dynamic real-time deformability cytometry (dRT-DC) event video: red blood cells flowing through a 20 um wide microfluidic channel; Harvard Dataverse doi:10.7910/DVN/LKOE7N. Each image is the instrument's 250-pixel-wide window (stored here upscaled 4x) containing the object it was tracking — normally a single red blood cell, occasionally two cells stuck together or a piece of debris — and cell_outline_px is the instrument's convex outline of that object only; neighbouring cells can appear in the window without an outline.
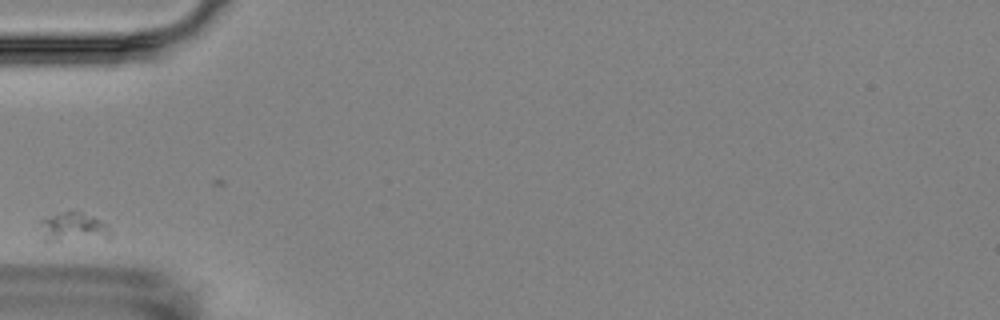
{"species": "Egyptian fruit bat (a non-hibernating species)", "species_latin": "Rousettus aegyptiacus", "temperature_condition": "room temperature", "stored_images_in_passage": 3, "camera_frame_rate_fps": 3000, "um_per_image_px": 0.085, "animal": {"sex": "female"}, "frame": {"image": 1, "passage_image": 1, "time_ms": 0.0, "image_size_px": [1000, 320], "cell_outline_px": [[112, 236], [108, 240], [48, 244], [44, 244], [40, 220], [56, 212], [80, 212], [92, 216], [108, 224], [112, 232]], "centroid_in_image_um": [6.26, 19.41], "position_along_channel_um": 78.7, "area_um2": 13.24}}
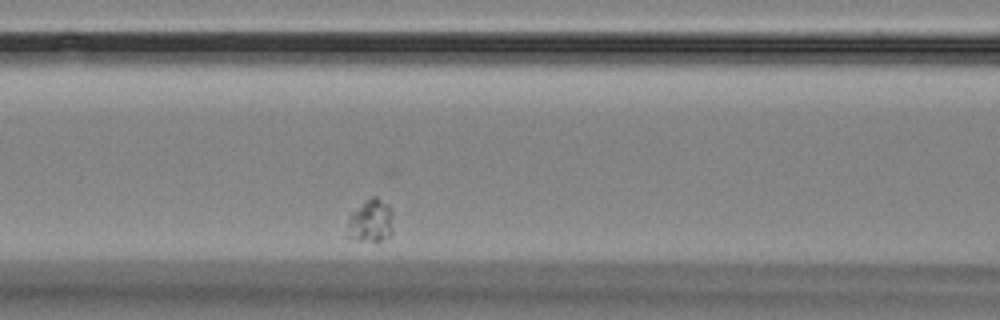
{"frame": {"image": 2, "passage_image": 3, "time_ms": 2.0, "image_size_px": [1000, 320], "cell_outline_px": [[392, 232], [388, 236], [380, 240], [360, 240], [348, 236], [348, 220], [352, 212], [364, 200], [372, 196], [376, 196], [388, 204], [392, 212]], "centroid_in_image_um": [31.52, 18.73], "position_along_channel_um": 135.1, "area_um2": 11.27}}